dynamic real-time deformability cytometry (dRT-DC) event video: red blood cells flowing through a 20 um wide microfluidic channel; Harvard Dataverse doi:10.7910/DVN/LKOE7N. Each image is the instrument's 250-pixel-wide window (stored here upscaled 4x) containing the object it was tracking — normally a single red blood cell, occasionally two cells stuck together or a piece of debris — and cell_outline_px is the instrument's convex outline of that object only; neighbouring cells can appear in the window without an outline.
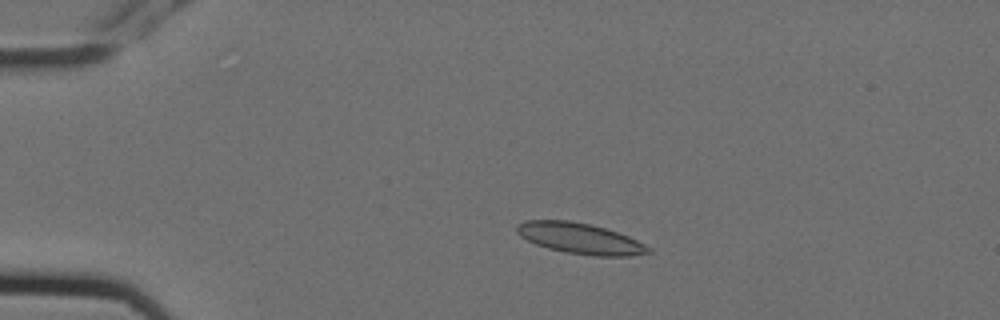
{"species": "Egyptian fruit bat (a non-hibernating species)", "species_latin": "Rousettus aegyptiacus", "temperature_condition": "cold", "stored_images_in_passage": 8, "camera_frame_rate_fps": 3000, "um_per_image_px": 0.085, "animal": {"sex": "female"}, "frame": {"image": 1, "passage_image": 3, "time_ms": 0.667, "image_size_px": [1000, 320], "cell_outline_px": [[652, 252], [632, 256], [596, 256], [564, 252], [548, 248], [536, 244], [520, 236], [516, 232], [516, 224], [524, 220], [568, 220], [588, 224], [604, 228], [628, 236], [652, 248]], "centroid_in_image_um": [49.29, 20.27], "position_along_channel_um": 35.7, "area_um2": 23.58}}
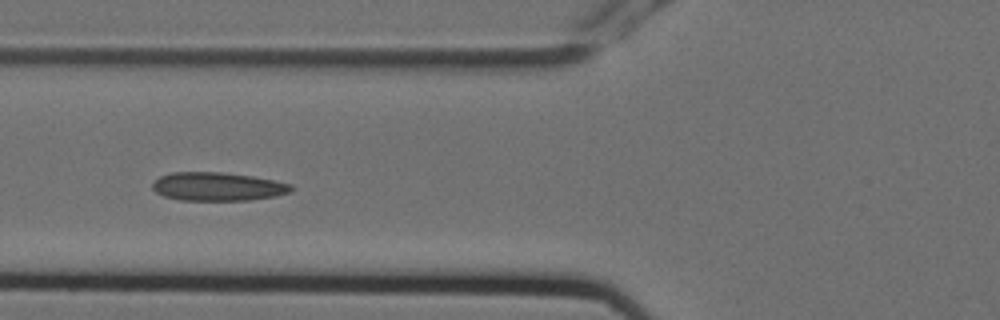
{"frame": {"image": 2, "passage_image": 5, "time_ms": 1.333, "image_size_px": [1000, 320], "cell_outline_px": [[292, 192], [276, 196], [248, 200], [180, 200], [164, 196], [156, 192], [152, 188], [152, 184], [160, 176], [172, 172], [224, 172], [252, 176], [292, 184]], "centroid_in_image_um": [18.5, 15.85], "position_along_channel_um": 107.3, "area_um2": 23.0}}
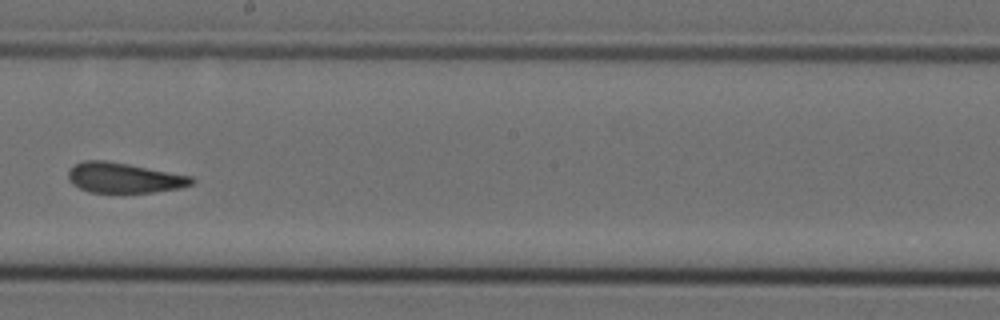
{"frame": {"image": 3, "passage_image": 8, "time_ms": 2.333, "image_size_px": [1000, 320], "cell_outline_px": [[196, 180], [192, 184], [180, 188], [156, 192], [120, 196], [88, 192], [72, 184], [68, 180], [68, 172], [76, 164], [84, 160], [104, 160], [128, 164], [192, 176]], "centroid_in_image_um": [10.54, 15.17], "position_along_channel_um": 237.7, "area_um2": 22.6}}